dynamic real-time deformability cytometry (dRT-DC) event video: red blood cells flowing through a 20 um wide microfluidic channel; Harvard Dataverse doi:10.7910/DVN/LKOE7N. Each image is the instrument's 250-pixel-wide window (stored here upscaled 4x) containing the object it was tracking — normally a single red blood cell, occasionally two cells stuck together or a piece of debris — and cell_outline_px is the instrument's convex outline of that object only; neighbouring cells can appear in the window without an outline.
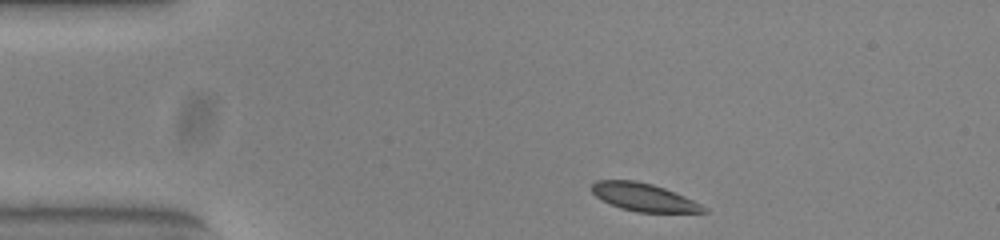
{"species": "common noctule bat (a hibernating species)", "species_latin": "Nyctalus noctula", "temperature_condition": "warm", "stored_images_in_passage": 45, "camera_frame_rate_fps": 3000, "um_per_image_px": 0.085, "animal": {"sex": "female", "body_mass_g": 23.0, "forearm_length_mm": 53.4}, "frame": {"image": 1, "passage_image": 1, "time_ms": 0.0, "image_size_px": [1000, 240], "cell_outline_px": [[708, 212], [636, 212], [620, 208], [596, 196], [592, 192], [592, 184], [596, 180], [636, 180], [652, 184], [664, 188], [684, 196], [708, 208]], "centroid_in_image_um": [54.72, 16.76], "position_along_channel_um": 30.3, "area_um2": 17.98}}
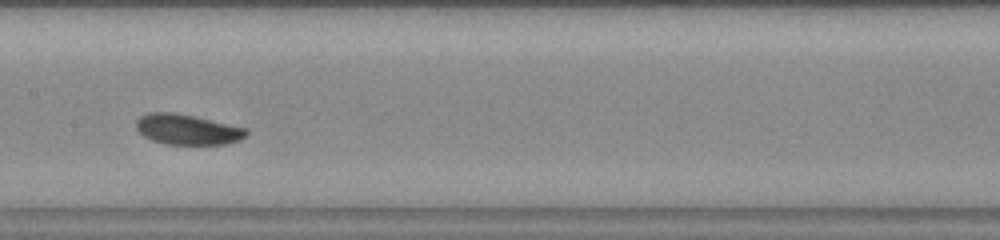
{"frame": {"image": 2, "passage_image": 18, "time_ms": 5.667, "image_size_px": [1000, 240], "cell_outline_px": [[248, 132], [240, 140], [228, 144], [164, 144], [152, 140], [144, 136], [136, 128], [136, 120], [140, 116], [152, 112], [168, 112], [192, 116], [248, 128]], "centroid_in_image_um": [15.93, 11.01], "position_along_channel_um": 191.5, "area_um2": 19.31}}
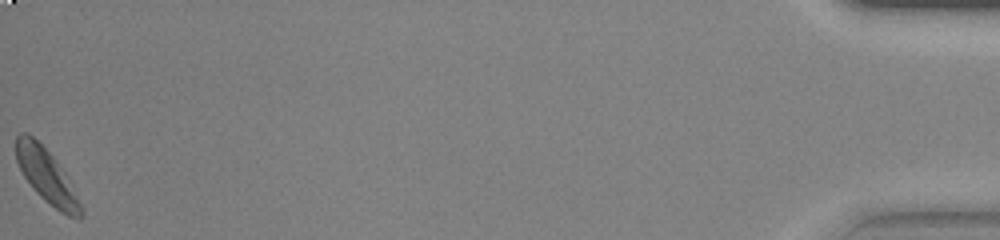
{"frame": {"image": 3, "passage_image": 45, "time_ms": 14.667, "image_size_px": [1000, 240], "cell_outline_px": [[84, 216], [80, 220], [68, 216], [60, 212], [44, 200], [36, 192], [24, 176], [16, 160], [16, 136], [20, 132], [28, 132], [52, 156], [68, 176], [84, 208]], "centroid_in_image_um": [4.02, 15.01], "position_along_channel_um": 431.2, "area_um2": 20.52}, "authors_computed_cell_mechanics": {"area_um2": 19.3052, "velocity_mm_per_s": 3.8085, "shape_relaxation_time_tau1_ms": 2.0785, "shape_relaxation_time_tau2_ms": null, "deformation_change_tau1": 0.104, "deformation_change_tau2": null}}